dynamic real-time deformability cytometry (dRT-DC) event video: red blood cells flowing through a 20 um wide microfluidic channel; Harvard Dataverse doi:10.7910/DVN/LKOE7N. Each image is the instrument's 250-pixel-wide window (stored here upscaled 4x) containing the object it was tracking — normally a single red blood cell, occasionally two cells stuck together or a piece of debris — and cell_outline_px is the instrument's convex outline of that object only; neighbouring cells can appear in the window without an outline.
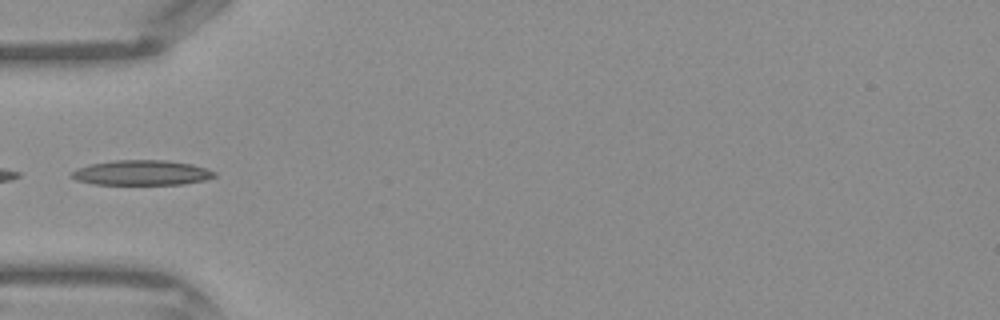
{"species": "Egyptian fruit bat (a non-hibernating species)", "species_latin": "Rousettus aegyptiacus", "temperature_condition": "warm", "stored_images_in_passage": 3, "camera_frame_rate_fps": 3000, "um_per_image_px": 0.085, "frame": {"image": 1, "passage_image": 1, "time_ms": 0.0, "image_size_px": [1000, 320], "cell_outline_px": [[216, 176], [204, 180], [184, 184], [92, 184], [76, 180], [68, 176], [76, 168], [88, 164], [112, 160], [168, 160], [192, 164], [216, 172]], "centroid_in_image_um": [11.99, 14.67], "position_along_channel_um": 73.0, "area_um2": 20.98}}